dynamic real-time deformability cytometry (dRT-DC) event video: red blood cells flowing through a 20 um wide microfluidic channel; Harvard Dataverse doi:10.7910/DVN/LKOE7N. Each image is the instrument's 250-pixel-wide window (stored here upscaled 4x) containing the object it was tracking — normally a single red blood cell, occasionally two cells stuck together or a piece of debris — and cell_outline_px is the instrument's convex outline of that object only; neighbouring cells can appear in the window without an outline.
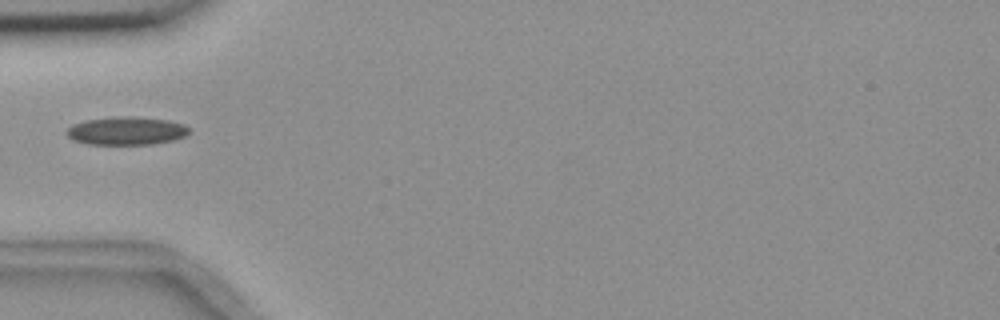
{"species": "common noctule bat (a hibernating species)", "species_latin": "Nyctalus noctula", "temperature_condition": "room temperature", "stored_images_in_passage": 8, "camera_frame_rate_fps": 3000, "um_per_image_px": 0.085, "animal": {"sex": "female", "body_mass_g": 18.4}, "frame": {"image": 1, "passage_image": 5, "time_ms": 5.0, "image_size_px": [1000, 320], "cell_outline_px": [[188, 132], [184, 136], [172, 140], [152, 144], [88, 144], [72, 140], [64, 132], [72, 124], [84, 120], [112, 116], [132, 116], [168, 120], [184, 124], [188, 128]], "centroid_in_image_um": [10.68, 11.11], "position_along_channel_um": 74.3, "area_um2": 20.17}}
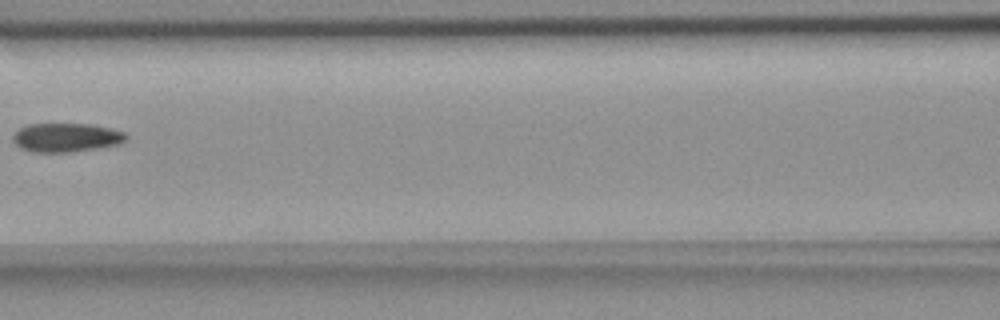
{"frame": {"image": 2, "passage_image": 7, "time_ms": 7.333, "image_size_px": [1000, 320], "cell_outline_px": [[128, 140], [120, 144], [96, 148], [68, 152], [32, 152], [20, 148], [12, 140], [12, 132], [28, 124], [92, 124], [112, 128], [124, 132], [128, 136]], "centroid_in_image_um": [5.63, 11.68], "position_along_channel_um": 161.0, "area_um2": 19.25}}
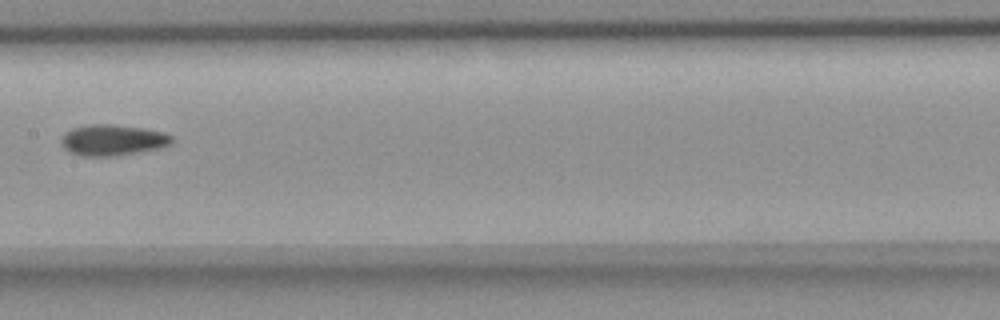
{"frame": {"image": 3, "passage_image": 8, "time_ms": 8.333, "image_size_px": [1000, 320], "cell_outline_px": [[172, 144], [160, 148], [112, 156], [80, 156], [68, 152], [60, 144], [60, 140], [64, 132], [72, 128], [88, 124], [112, 124], [144, 128], [164, 132], [172, 136]], "centroid_in_image_um": [9.53, 11.9], "position_along_channel_um": 197.9, "area_um2": 20.17}}